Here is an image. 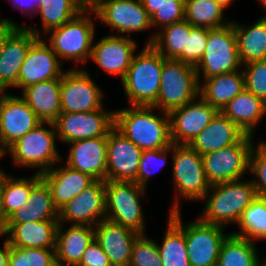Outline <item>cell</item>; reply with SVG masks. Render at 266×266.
<instances>
[{"label":"cell","mask_w":266,"mask_h":266,"mask_svg":"<svg viewBox=\"0 0 266 266\" xmlns=\"http://www.w3.org/2000/svg\"><path fill=\"white\" fill-rule=\"evenodd\" d=\"M153 109V106H131L114 111V127L142 151L173 145L169 113L158 116Z\"/></svg>","instance_id":"cell-1"},{"label":"cell","mask_w":266,"mask_h":266,"mask_svg":"<svg viewBox=\"0 0 266 266\" xmlns=\"http://www.w3.org/2000/svg\"><path fill=\"white\" fill-rule=\"evenodd\" d=\"M206 198L205 208L199 219L205 223L224 226L227 223H238L257 194L252 180L239 179L211 185L204 200Z\"/></svg>","instance_id":"cell-2"},{"label":"cell","mask_w":266,"mask_h":266,"mask_svg":"<svg viewBox=\"0 0 266 266\" xmlns=\"http://www.w3.org/2000/svg\"><path fill=\"white\" fill-rule=\"evenodd\" d=\"M165 58L152 46L145 45L134 55L122 79L131 106H152L158 97Z\"/></svg>","instance_id":"cell-3"},{"label":"cell","mask_w":266,"mask_h":266,"mask_svg":"<svg viewBox=\"0 0 266 266\" xmlns=\"http://www.w3.org/2000/svg\"><path fill=\"white\" fill-rule=\"evenodd\" d=\"M200 83L195 66L175 59H165L158 97L152 106L157 110L162 109L161 112L170 113L196 100Z\"/></svg>","instance_id":"cell-4"},{"label":"cell","mask_w":266,"mask_h":266,"mask_svg":"<svg viewBox=\"0 0 266 266\" xmlns=\"http://www.w3.org/2000/svg\"><path fill=\"white\" fill-rule=\"evenodd\" d=\"M169 215L184 231L191 266H216L221 245L229 235H225L223 226L205 223L200 219L183 225L178 198Z\"/></svg>","instance_id":"cell-5"},{"label":"cell","mask_w":266,"mask_h":266,"mask_svg":"<svg viewBox=\"0 0 266 266\" xmlns=\"http://www.w3.org/2000/svg\"><path fill=\"white\" fill-rule=\"evenodd\" d=\"M44 125L46 122L40 123L7 149L15 164L37 167L40 169L37 171L39 174L50 170L58 164V161H62L55 146V137H57L55 125L47 122L50 129H46Z\"/></svg>","instance_id":"cell-6"},{"label":"cell","mask_w":266,"mask_h":266,"mask_svg":"<svg viewBox=\"0 0 266 266\" xmlns=\"http://www.w3.org/2000/svg\"><path fill=\"white\" fill-rule=\"evenodd\" d=\"M105 219L144 234V215L140 204L145 188L135 182L106 181Z\"/></svg>","instance_id":"cell-7"},{"label":"cell","mask_w":266,"mask_h":266,"mask_svg":"<svg viewBox=\"0 0 266 266\" xmlns=\"http://www.w3.org/2000/svg\"><path fill=\"white\" fill-rule=\"evenodd\" d=\"M243 66L237 47V38L232 23L208 33L206 49L195 66L198 81L202 71L203 78H211L239 70Z\"/></svg>","instance_id":"cell-8"},{"label":"cell","mask_w":266,"mask_h":266,"mask_svg":"<svg viewBox=\"0 0 266 266\" xmlns=\"http://www.w3.org/2000/svg\"><path fill=\"white\" fill-rule=\"evenodd\" d=\"M90 9H84L71 21L52 29L49 45L57 57L85 63L90 59L95 35L93 20L88 16Z\"/></svg>","instance_id":"cell-9"},{"label":"cell","mask_w":266,"mask_h":266,"mask_svg":"<svg viewBox=\"0 0 266 266\" xmlns=\"http://www.w3.org/2000/svg\"><path fill=\"white\" fill-rule=\"evenodd\" d=\"M246 135L240 142L202 155L204 172L210 185L239 180L249 170L253 145Z\"/></svg>","instance_id":"cell-10"},{"label":"cell","mask_w":266,"mask_h":266,"mask_svg":"<svg viewBox=\"0 0 266 266\" xmlns=\"http://www.w3.org/2000/svg\"><path fill=\"white\" fill-rule=\"evenodd\" d=\"M172 172L175 190L178 196L187 200H200L209 191L203 166L202 155L192 150L188 145H172Z\"/></svg>","instance_id":"cell-11"},{"label":"cell","mask_w":266,"mask_h":266,"mask_svg":"<svg viewBox=\"0 0 266 266\" xmlns=\"http://www.w3.org/2000/svg\"><path fill=\"white\" fill-rule=\"evenodd\" d=\"M54 125L57 138L65 143L104 137L114 127V111L61 112Z\"/></svg>","instance_id":"cell-12"},{"label":"cell","mask_w":266,"mask_h":266,"mask_svg":"<svg viewBox=\"0 0 266 266\" xmlns=\"http://www.w3.org/2000/svg\"><path fill=\"white\" fill-rule=\"evenodd\" d=\"M61 112H90L103 108L102 90L86 70L69 69L61 78Z\"/></svg>","instance_id":"cell-13"},{"label":"cell","mask_w":266,"mask_h":266,"mask_svg":"<svg viewBox=\"0 0 266 266\" xmlns=\"http://www.w3.org/2000/svg\"><path fill=\"white\" fill-rule=\"evenodd\" d=\"M91 13L119 33L141 32L151 28L150 16L141 0H96Z\"/></svg>","instance_id":"cell-14"},{"label":"cell","mask_w":266,"mask_h":266,"mask_svg":"<svg viewBox=\"0 0 266 266\" xmlns=\"http://www.w3.org/2000/svg\"><path fill=\"white\" fill-rule=\"evenodd\" d=\"M40 123L42 121L22 97L8 95L4 91L0 107V147L5 153L12 144Z\"/></svg>","instance_id":"cell-15"},{"label":"cell","mask_w":266,"mask_h":266,"mask_svg":"<svg viewBox=\"0 0 266 266\" xmlns=\"http://www.w3.org/2000/svg\"><path fill=\"white\" fill-rule=\"evenodd\" d=\"M142 152L113 127L107 135L106 181L135 182Z\"/></svg>","instance_id":"cell-16"},{"label":"cell","mask_w":266,"mask_h":266,"mask_svg":"<svg viewBox=\"0 0 266 266\" xmlns=\"http://www.w3.org/2000/svg\"><path fill=\"white\" fill-rule=\"evenodd\" d=\"M106 181L95 180L80 194L59 209V223L96 226L105 219Z\"/></svg>","instance_id":"cell-17"},{"label":"cell","mask_w":266,"mask_h":266,"mask_svg":"<svg viewBox=\"0 0 266 266\" xmlns=\"http://www.w3.org/2000/svg\"><path fill=\"white\" fill-rule=\"evenodd\" d=\"M199 97L198 102L193 100L169 113L172 144L188 145L210 124L218 112L215 107Z\"/></svg>","instance_id":"cell-18"},{"label":"cell","mask_w":266,"mask_h":266,"mask_svg":"<svg viewBox=\"0 0 266 266\" xmlns=\"http://www.w3.org/2000/svg\"><path fill=\"white\" fill-rule=\"evenodd\" d=\"M60 64L62 62L60 63L51 46L38 37L26 53L19 71L17 87L23 90L38 82L62 78L64 72Z\"/></svg>","instance_id":"cell-19"},{"label":"cell","mask_w":266,"mask_h":266,"mask_svg":"<svg viewBox=\"0 0 266 266\" xmlns=\"http://www.w3.org/2000/svg\"><path fill=\"white\" fill-rule=\"evenodd\" d=\"M34 28L18 27L6 40L0 58V90L17 87L19 71L32 43L41 37Z\"/></svg>","instance_id":"cell-20"},{"label":"cell","mask_w":266,"mask_h":266,"mask_svg":"<svg viewBox=\"0 0 266 266\" xmlns=\"http://www.w3.org/2000/svg\"><path fill=\"white\" fill-rule=\"evenodd\" d=\"M135 49L136 42L131 37L111 34L93 45L90 59L122 80L131 65Z\"/></svg>","instance_id":"cell-21"},{"label":"cell","mask_w":266,"mask_h":266,"mask_svg":"<svg viewBox=\"0 0 266 266\" xmlns=\"http://www.w3.org/2000/svg\"><path fill=\"white\" fill-rule=\"evenodd\" d=\"M67 165L90 175L95 180L106 181L107 136L70 142Z\"/></svg>","instance_id":"cell-22"},{"label":"cell","mask_w":266,"mask_h":266,"mask_svg":"<svg viewBox=\"0 0 266 266\" xmlns=\"http://www.w3.org/2000/svg\"><path fill=\"white\" fill-rule=\"evenodd\" d=\"M94 230L95 239L111 265L129 266L133 244L140 234L106 219L94 226Z\"/></svg>","instance_id":"cell-23"},{"label":"cell","mask_w":266,"mask_h":266,"mask_svg":"<svg viewBox=\"0 0 266 266\" xmlns=\"http://www.w3.org/2000/svg\"><path fill=\"white\" fill-rule=\"evenodd\" d=\"M246 134L221 111H218L210 124L202 130L188 146L204 155L240 142Z\"/></svg>","instance_id":"cell-24"},{"label":"cell","mask_w":266,"mask_h":266,"mask_svg":"<svg viewBox=\"0 0 266 266\" xmlns=\"http://www.w3.org/2000/svg\"><path fill=\"white\" fill-rule=\"evenodd\" d=\"M41 178L47 183L54 205L58 210L95 181L90 175L68 165L52 167L43 172Z\"/></svg>","instance_id":"cell-25"},{"label":"cell","mask_w":266,"mask_h":266,"mask_svg":"<svg viewBox=\"0 0 266 266\" xmlns=\"http://www.w3.org/2000/svg\"><path fill=\"white\" fill-rule=\"evenodd\" d=\"M62 225L58 223L56 232V264L57 266H76L88 245L95 239L94 226L71 224L63 232Z\"/></svg>","instance_id":"cell-26"},{"label":"cell","mask_w":266,"mask_h":266,"mask_svg":"<svg viewBox=\"0 0 266 266\" xmlns=\"http://www.w3.org/2000/svg\"><path fill=\"white\" fill-rule=\"evenodd\" d=\"M58 223L38 221L7 224L4 235L9 236L7 241L13 247L55 249Z\"/></svg>","instance_id":"cell-27"},{"label":"cell","mask_w":266,"mask_h":266,"mask_svg":"<svg viewBox=\"0 0 266 266\" xmlns=\"http://www.w3.org/2000/svg\"><path fill=\"white\" fill-rule=\"evenodd\" d=\"M61 78L38 82L22 91V98L42 122L54 123L61 113Z\"/></svg>","instance_id":"cell-28"},{"label":"cell","mask_w":266,"mask_h":266,"mask_svg":"<svg viewBox=\"0 0 266 266\" xmlns=\"http://www.w3.org/2000/svg\"><path fill=\"white\" fill-rule=\"evenodd\" d=\"M59 210L54 205L50 189L41 178L32 188L29 200L8 217L7 224L38 221H58Z\"/></svg>","instance_id":"cell-29"},{"label":"cell","mask_w":266,"mask_h":266,"mask_svg":"<svg viewBox=\"0 0 266 266\" xmlns=\"http://www.w3.org/2000/svg\"><path fill=\"white\" fill-rule=\"evenodd\" d=\"M241 71L237 70L204 79V83L200 85L199 96L221 111L228 102L245 89L244 72Z\"/></svg>","instance_id":"cell-30"},{"label":"cell","mask_w":266,"mask_h":266,"mask_svg":"<svg viewBox=\"0 0 266 266\" xmlns=\"http://www.w3.org/2000/svg\"><path fill=\"white\" fill-rule=\"evenodd\" d=\"M221 112L236 123L246 135L252 136L255 126L266 114V103L244 89L228 102Z\"/></svg>","instance_id":"cell-31"},{"label":"cell","mask_w":266,"mask_h":266,"mask_svg":"<svg viewBox=\"0 0 266 266\" xmlns=\"http://www.w3.org/2000/svg\"><path fill=\"white\" fill-rule=\"evenodd\" d=\"M160 31L151 36L146 45H152L165 59L186 63V41L191 24L183 20L165 26Z\"/></svg>","instance_id":"cell-32"},{"label":"cell","mask_w":266,"mask_h":266,"mask_svg":"<svg viewBox=\"0 0 266 266\" xmlns=\"http://www.w3.org/2000/svg\"><path fill=\"white\" fill-rule=\"evenodd\" d=\"M237 38V47L242 64L255 60H266V16L252 26L244 27L231 22Z\"/></svg>","instance_id":"cell-33"},{"label":"cell","mask_w":266,"mask_h":266,"mask_svg":"<svg viewBox=\"0 0 266 266\" xmlns=\"http://www.w3.org/2000/svg\"><path fill=\"white\" fill-rule=\"evenodd\" d=\"M254 241L229 233L221 245L216 266H259Z\"/></svg>","instance_id":"cell-34"},{"label":"cell","mask_w":266,"mask_h":266,"mask_svg":"<svg viewBox=\"0 0 266 266\" xmlns=\"http://www.w3.org/2000/svg\"><path fill=\"white\" fill-rule=\"evenodd\" d=\"M224 8L214 0H185L184 20L192 26L217 29L231 21L223 19Z\"/></svg>","instance_id":"cell-35"},{"label":"cell","mask_w":266,"mask_h":266,"mask_svg":"<svg viewBox=\"0 0 266 266\" xmlns=\"http://www.w3.org/2000/svg\"><path fill=\"white\" fill-rule=\"evenodd\" d=\"M41 179V174L37 173L31 178H14L1 173V192L3 197V207L7 217L14 213L29 200L31 188Z\"/></svg>","instance_id":"cell-36"},{"label":"cell","mask_w":266,"mask_h":266,"mask_svg":"<svg viewBox=\"0 0 266 266\" xmlns=\"http://www.w3.org/2000/svg\"><path fill=\"white\" fill-rule=\"evenodd\" d=\"M157 246L163 266H191L184 231L170 217L164 240Z\"/></svg>","instance_id":"cell-37"},{"label":"cell","mask_w":266,"mask_h":266,"mask_svg":"<svg viewBox=\"0 0 266 266\" xmlns=\"http://www.w3.org/2000/svg\"><path fill=\"white\" fill-rule=\"evenodd\" d=\"M84 8L75 0H43L38 8L45 33L75 18Z\"/></svg>","instance_id":"cell-38"},{"label":"cell","mask_w":266,"mask_h":266,"mask_svg":"<svg viewBox=\"0 0 266 266\" xmlns=\"http://www.w3.org/2000/svg\"><path fill=\"white\" fill-rule=\"evenodd\" d=\"M238 225L241 231L233 235L250 241L266 239V199L257 197L243 212Z\"/></svg>","instance_id":"cell-39"},{"label":"cell","mask_w":266,"mask_h":266,"mask_svg":"<svg viewBox=\"0 0 266 266\" xmlns=\"http://www.w3.org/2000/svg\"><path fill=\"white\" fill-rule=\"evenodd\" d=\"M8 266H57L55 249L10 246Z\"/></svg>","instance_id":"cell-40"},{"label":"cell","mask_w":266,"mask_h":266,"mask_svg":"<svg viewBox=\"0 0 266 266\" xmlns=\"http://www.w3.org/2000/svg\"><path fill=\"white\" fill-rule=\"evenodd\" d=\"M129 266H163L157 243L140 234L133 244Z\"/></svg>","instance_id":"cell-41"},{"label":"cell","mask_w":266,"mask_h":266,"mask_svg":"<svg viewBox=\"0 0 266 266\" xmlns=\"http://www.w3.org/2000/svg\"><path fill=\"white\" fill-rule=\"evenodd\" d=\"M245 89L266 103V60L244 64Z\"/></svg>","instance_id":"cell-42"},{"label":"cell","mask_w":266,"mask_h":266,"mask_svg":"<svg viewBox=\"0 0 266 266\" xmlns=\"http://www.w3.org/2000/svg\"><path fill=\"white\" fill-rule=\"evenodd\" d=\"M169 151L172 152V145L164 149L143 151L135 183L145 188L151 174L154 172L153 167L159 168L165 165Z\"/></svg>","instance_id":"cell-43"},{"label":"cell","mask_w":266,"mask_h":266,"mask_svg":"<svg viewBox=\"0 0 266 266\" xmlns=\"http://www.w3.org/2000/svg\"><path fill=\"white\" fill-rule=\"evenodd\" d=\"M249 172L258 179L252 181L257 197L266 199V142H260L255 149L253 147Z\"/></svg>","instance_id":"cell-44"},{"label":"cell","mask_w":266,"mask_h":266,"mask_svg":"<svg viewBox=\"0 0 266 266\" xmlns=\"http://www.w3.org/2000/svg\"><path fill=\"white\" fill-rule=\"evenodd\" d=\"M185 0H165L150 17L152 27L161 28L184 20Z\"/></svg>","instance_id":"cell-45"},{"label":"cell","mask_w":266,"mask_h":266,"mask_svg":"<svg viewBox=\"0 0 266 266\" xmlns=\"http://www.w3.org/2000/svg\"><path fill=\"white\" fill-rule=\"evenodd\" d=\"M211 29L191 25L186 41V63L196 66L206 49L208 33Z\"/></svg>","instance_id":"cell-46"},{"label":"cell","mask_w":266,"mask_h":266,"mask_svg":"<svg viewBox=\"0 0 266 266\" xmlns=\"http://www.w3.org/2000/svg\"><path fill=\"white\" fill-rule=\"evenodd\" d=\"M76 266H112L108 256L94 239L83 253L80 262Z\"/></svg>","instance_id":"cell-47"},{"label":"cell","mask_w":266,"mask_h":266,"mask_svg":"<svg viewBox=\"0 0 266 266\" xmlns=\"http://www.w3.org/2000/svg\"><path fill=\"white\" fill-rule=\"evenodd\" d=\"M18 27L20 26L12 22L10 19L5 18L0 20V58L3 53L6 40Z\"/></svg>","instance_id":"cell-48"},{"label":"cell","mask_w":266,"mask_h":266,"mask_svg":"<svg viewBox=\"0 0 266 266\" xmlns=\"http://www.w3.org/2000/svg\"><path fill=\"white\" fill-rule=\"evenodd\" d=\"M13 5L17 6L23 12H35L37 14L38 8L43 0H12Z\"/></svg>","instance_id":"cell-49"},{"label":"cell","mask_w":266,"mask_h":266,"mask_svg":"<svg viewBox=\"0 0 266 266\" xmlns=\"http://www.w3.org/2000/svg\"><path fill=\"white\" fill-rule=\"evenodd\" d=\"M7 222H8V217L3 207V197L1 192V173H0V236H3L5 234Z\"/></svg>","instance_id":"cell-50"},{"label":"cell","mask_w":266,"mask_h":266,"mask_svg":"<svg viewBox=\"0 0 266 266\" xmlns=\"http://www.w3.org/2000/svg\"><path fill=\"white\" fill-rule=\"evenodd\" d=\"M165 0H141L147 14L151 17Z\"/></svg>","instance_id":"cell-51"},{"label":"cell","mask_w":266,"mask_h":266,"mask_svg":"<svg viewBox=\"0 0 266 266\" xmlns=\"http://www.w3.org/2000/svg\"><path fill=\"white\" fill-rule=\"evenodd\" d=\"M9 255H10V244L6 239L3 247L0 248V266H8Z\"/></svg>","instance_id":"cell-52"},{"label":"cell","mask_w":266,"mask_h":266,"mask_svg":"<svg viewBox=\"0 0 266 266\" xmlns=\"http://www.w3.org/2000/svg\"><path fill=\"white\" fill-rule=\"evenodd\" d=\"M78 2L84 9H92L96 3V0H75Z\"/></svg>","instance_id":"cell-53"},{"label":"cell","mask_w":266,"mask_h":266,"mask_svg":"<svg viewBox=\"0 0 266 266\" xmlns=\"http://www.w3.org/2000/svg\"><path fill=\"white\" fill-rule=\"evenodd\" d=\"M216 3L220 4L224 9L230 6L233 0H214Z\"/></svg>","instance_id":"cell-54"},{"label":"cell","mask_w":266,"mask_h":266,"mask_svg":"<svg viewBox=\"0 0 266 266\" xmlns=\"http://www.w3.org/2000/svg\"><path fill=\"white\" fill-rule=\"evenodd\" d=\"M3 99H4V90H0V107H1Z\"/></svg>","instance_id":"cell-55"},{"label":"cell","mask_w":266,"mask_h":266,"mask_svg":"<svg viewBox=\"0 0 266 266\" xmlns=\"http://www.w3.org/2000/svg\"><path fill=\"white\" fill-rule=\"evenodd\" d=\"M5 152L0 147V158L4 156ZM0 173H3V170H0Z\"/></svg>","instance_id":"cell-56"},{"label":"cell","mask_w":266,"mask_h":266,"mask_svg":"<svg viewBox=\"0 0 266 266\" xmlns=\"http://www.w3.org/2000/svg\"><path fill=\"white\" fill-rule=\"evenodd\" d=\"M260 2L263 4L264 8H266V0H260Z\"/></svg>","instance_id":"cell-57"},{"label":"cell","mask_w":266,"mask_h":266,"mask_svg":"<svg viewBox=\"0 0 266 266\" xmlns=\"http://www.w3.org/2000/svg\"><path fill=\"white\" fill-rule=\"evenodd\" d=\"M259 266H266V260H265L264 264H261V263H260Z\"/></svg>","instance_id":"cell-58"}]
</instances>
